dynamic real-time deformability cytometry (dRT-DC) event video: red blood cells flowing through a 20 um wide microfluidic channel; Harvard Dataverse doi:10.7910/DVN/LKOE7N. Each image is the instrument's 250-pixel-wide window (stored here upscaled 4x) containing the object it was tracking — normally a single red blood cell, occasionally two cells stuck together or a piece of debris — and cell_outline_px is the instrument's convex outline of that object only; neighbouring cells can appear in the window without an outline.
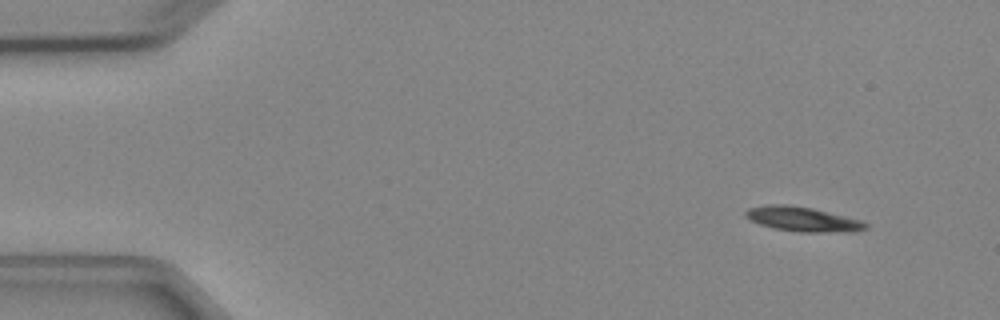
{"species": "Egyptian fruit bat (a non-hibernating species)", "species_latin": "Rousettus aegyptiacus", "temperature_condition": "cold", "stored_images_in_passage": 3, "camera_frame_rate_fps": 3000, "um_per_image_px": 0.085, "animal": {"sex": "female"}, "frame": {"image": 1, "passage_image": 1, "time_ms": 0.0, "image_size_px": [1000, 320], "cell_outline_px": [[868, 228], [852, 232], [800, 232], [772, 228], [760, 224], [744, 216], [744, 212], [748, 208], [772, 204], [788, 204], [812, 208], [864, 220], [868, 224]], "centroid_in_image_um": [68.27, 18.63], "position_along_channel_um": 16.7, "area_um2": 17.4}}
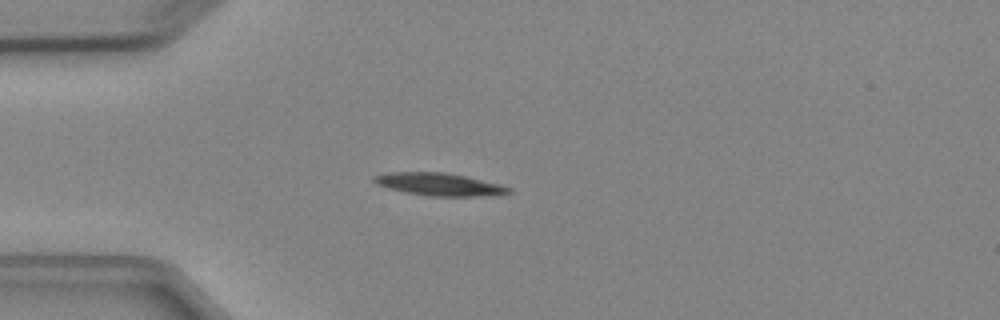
{"frame": {"image": 2, "passage_image": 3, "time_ms": 3.0, "image_size_px": [1000, 320], "cell_outline_px": [[512, 192], [476, 196], [428, 196], [388, 188], [376, 184], [372, 180], [372, 176], [384, 172], [444, 172], [464, 176], [500, 184], [512, 188]], "centroid_in_image_um": [37.26, 15.65], "position_along_channel_um": 47.7, "area_um2": 17.57}}